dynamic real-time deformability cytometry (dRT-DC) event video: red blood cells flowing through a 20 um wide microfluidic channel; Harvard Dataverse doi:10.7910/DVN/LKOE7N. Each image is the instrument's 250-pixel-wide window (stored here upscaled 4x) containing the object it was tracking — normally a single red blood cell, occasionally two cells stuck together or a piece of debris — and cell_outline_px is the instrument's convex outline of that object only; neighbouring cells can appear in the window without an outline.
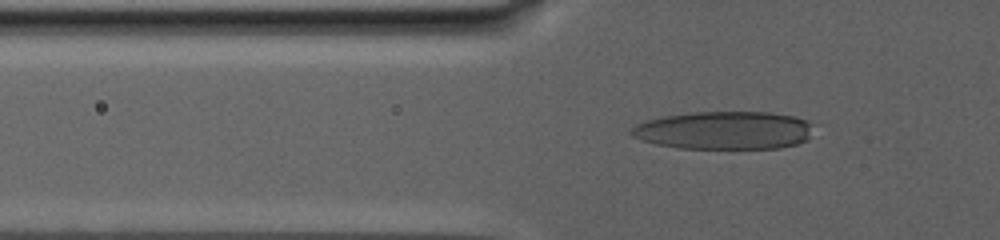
{"species": "human", "species_latin": "Homo sapiens", "temperature_condition": "warm", "stored_images_in_passage": 34, "camera_frame_rate_fps": 3000, "um_per_image_px": 0.085, "donor": {"sex": "male"}, "frame": {"image": 1, "passage_image": 29, "time_ms": 10.0, "image_size_px": [1000, 240], "cell_outline_px": [[812, 124], [808, 140], [796, 144], [780, 148], [680, 148], [656, 144], [640, 140], [632, 136], [628, 132], [636, 124], [644, 120], [664, 116], [696, 112], [772, 112], [792, 116], [808, 120]], "centroid_in_image_um": [61.54, 11.08], "position_along_channel_um": 64.3, "area_um2": 40.52}}
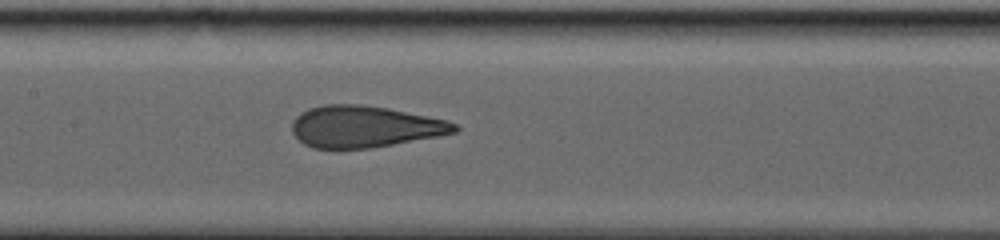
{"frame": {"image": 2, "passage_image": 34, "time_ms": 14.667, "image_size_px": [1000, 240], "cell_outline_px": [[460, 128], [456, 132], [440, 136], [372, 148], [312, 148], [304, 144], [292, 132], [292, 120], [300, 112], [308, 108], [324, 104], [360, 104], [388, 108], [448, 120], [456, 124]], "centroid_in_image_um": [31.0, 10.76], "position_along_channel_um": 176.4, "area_um2": 39.65}}